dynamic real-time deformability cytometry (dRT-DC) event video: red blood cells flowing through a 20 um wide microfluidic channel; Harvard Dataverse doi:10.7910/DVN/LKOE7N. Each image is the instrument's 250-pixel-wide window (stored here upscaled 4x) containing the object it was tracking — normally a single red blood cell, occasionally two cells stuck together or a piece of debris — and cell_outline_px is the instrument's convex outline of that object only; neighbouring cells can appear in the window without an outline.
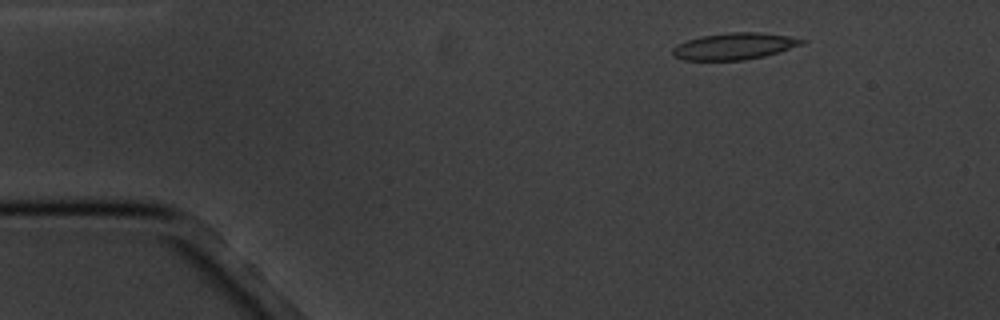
{"species": "common noctule bat (a hibernating species)", "species_latin": "Nyctalus noctula", "temperature_condition": "cold", "stored_images_in_passage": 7, "camera_frame_rate_fps": 3000, "um_per_image_px": 0.085, "animal": {"sex": "male", "body_mass_g": 20.1, "forearm_length_mm": 53.5}, "frame": {"image": 1, "passage_image": 2, "time_ms": 1.0, "image_size_px": [1000, 320], "cell_outline_px": [[808, 40], [804, 44], [764, 56], [744, 60], [684, 60], [672, 56], [672, 48], [676, 44], [700, 36], [728, 32], [760, 32], [788, 36]], "centroid_in_image_um": [62.4, 3.92], "position_along_channel_um": 22.6, "area_um2": 20.17}}
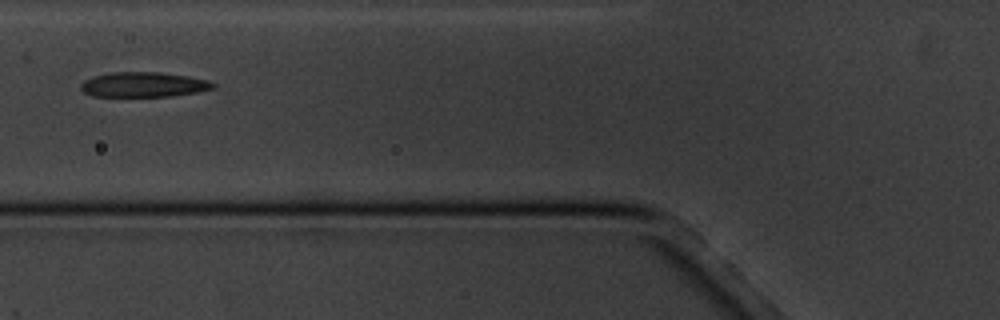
{"frame": {"image": 2, "passage_image": 6, "time_ms": 5.667, "image_size_px": [1000, 320], "cell_outline_px": [[216, 88], [196, 92], [172, 96], [92, 96], [84, 92], [80, 88], [80, 84], [84, 80], [92, 76], [112, 72], [160, 72], [188, 76], [208, 80], [216, 84]], "centroid_in_image_um": [12.2, 7.18], "position_along_channel_um": 113.6, "area_um2": 19.31}}
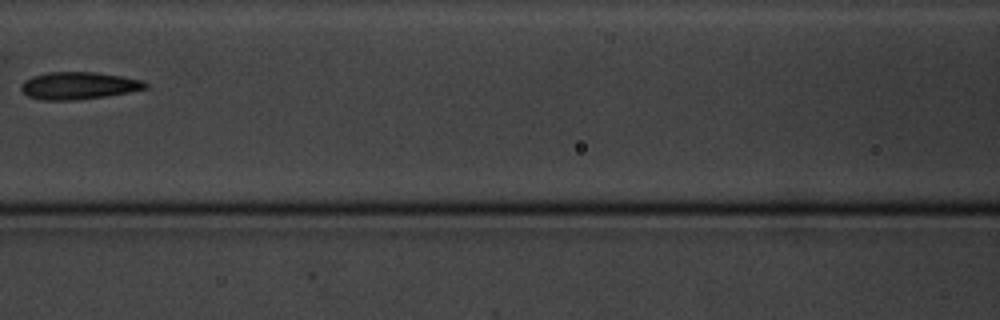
{"frame": {"image": 3, "passage_image": 7, "time_ms": 7.0, "image_size_px": [1000, 320], "cell_outline_px": [[148, 88], [108, 96], [72, 100], [44, 100], [28, 96], [20, 88], [20, 84], [24, 80], [32, 76], [48, 72], [96, 72], [144, 80], [148, 84]], "centroid_in_image_um": [6.68, 7.27], "position_along_channel_um": 159.9, "area_um2": 19.83}}